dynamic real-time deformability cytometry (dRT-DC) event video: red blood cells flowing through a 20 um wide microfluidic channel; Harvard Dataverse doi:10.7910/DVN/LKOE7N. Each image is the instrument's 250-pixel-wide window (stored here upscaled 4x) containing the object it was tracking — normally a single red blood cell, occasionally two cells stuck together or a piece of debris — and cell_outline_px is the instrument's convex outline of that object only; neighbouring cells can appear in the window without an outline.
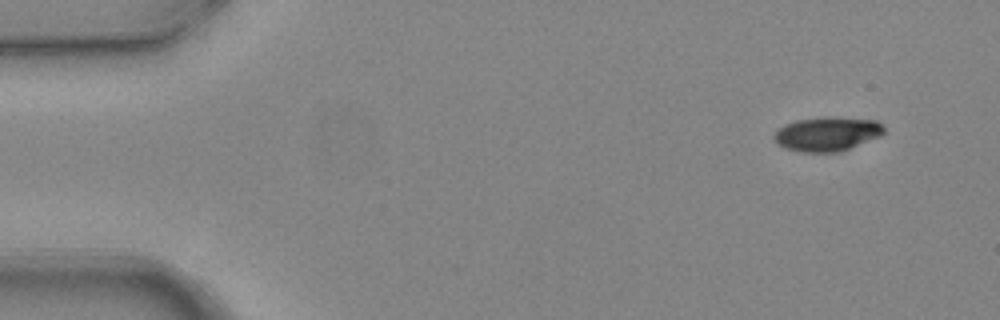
{"species": "common noctule bat (a hibernating species)", "species_latin": "Nyctalus noctula", "temperature_condition": "warm", "stored_images_in_passage": 4, "camera_frame_rate_fps": 3000, "um_per_image_px": 0.085, "animal": {"sex": "female", "body_mass_g": 24.6, "forearm_length_mm": 56.2}, "frame": {"image": 1, "passage_image": 1, "time_ms": 0.0, "image_size_px": [1000, 320], "cell_outline_px": [[884, 132], [880, 136], [840, 152], [800, 152], [784, 148], [772, 140], [772, 136], [784, 124], [796, 120], [824, 116], [832, 116], [876, 120], [884, 128]], "centroid_in_image_um": [70.27, 11.38], "position_along_channel_um": 14.7, "area_um2": 22.14}}
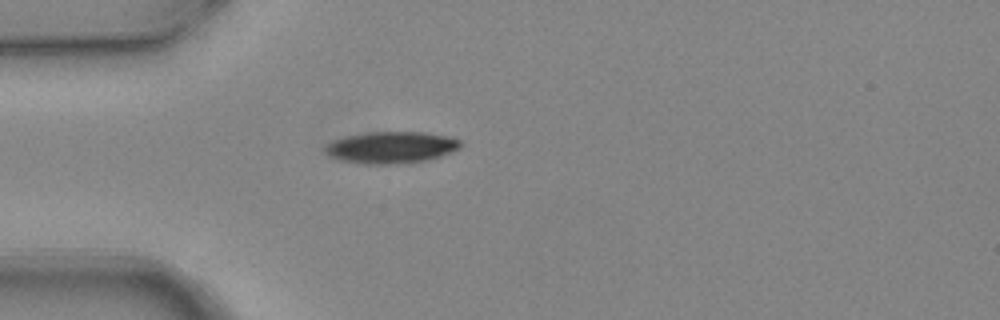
{"frame": {"image": 2, "passage_image": 4, "time_ms": 1.0, "image_size_px": [1000, 320], "cell_outline_px": [[460, 148], [452, 152], [428, 160], [396, 164], [368, 164], [340, 160], [324, 152], [324, 144], [332, 140], [344, 136], [368, 132], [424, 132], [452, 136], [460, 140]], "centroid_in_image_um": [33.24, 12.52], "position_along_channel_um": 51.8, "area_um2": 25.26}}